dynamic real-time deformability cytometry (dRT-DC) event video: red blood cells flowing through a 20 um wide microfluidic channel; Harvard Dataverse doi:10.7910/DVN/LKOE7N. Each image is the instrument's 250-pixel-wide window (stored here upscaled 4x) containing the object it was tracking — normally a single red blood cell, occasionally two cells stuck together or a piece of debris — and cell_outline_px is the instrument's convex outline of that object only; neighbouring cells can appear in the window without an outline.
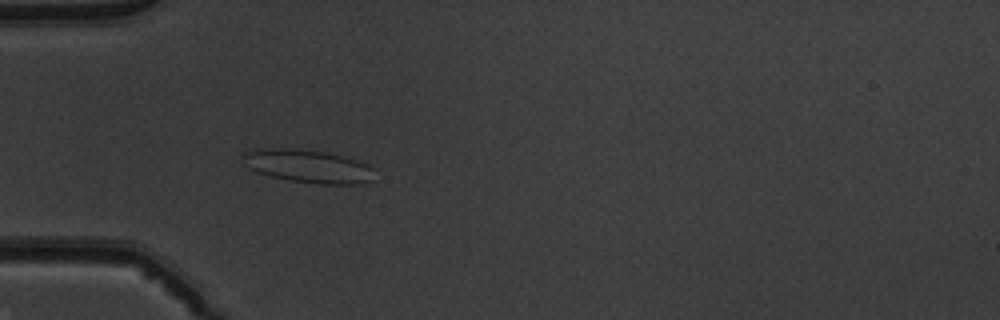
{"species": "common noctule bat (a hibernating species)", "species_latin": "Nyctalus noctula", "temperature_condition": "warm", "stored_images_in_passage": 36, "camera_frame_rate_fps": 3000, "um_per_image_px": 0.085, "animal": {"sex": "male", "body_mass_g": 19.5, "forearm_length_mm": 54.6}, "frame": {"image": 1, "passage_image": 1, "time_ms": 0.0, "image_size_px": [1000, 320], "cell_outline_px": [[372, 168], [368, 180], [360, 184], [320, 184], [292, 180], [272, 176], [256, 172], [248, 168], [244, 164], [240, 156], [244, 152], [256, 148], [288, 148], [324, 152], [344, 156], [368, 164]], "centroid_in_image_um": [26.08, 14.1], "position_along_channel_um": 58.9, "area_um2": 25.14}}
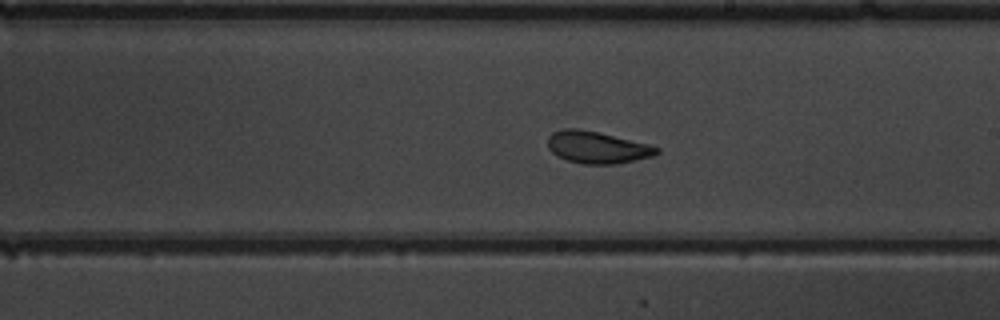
{"frame": {"image": 2, "passage_image": 15, "time_ms": 4.667, "image_size_px": [1000, 320], "cell_outline_px": [[660, 152], [652, 156], [616, 164], [580, 164], [556, 156], [548, 148], [548, 136], [552, 132], [564, 128], [580, 128], [648, 144], [660, 148]], "centroid_in_image_um": [50.72, 12.52], "position_along_channel_um": 238.3, "area_um2": 20.29}}
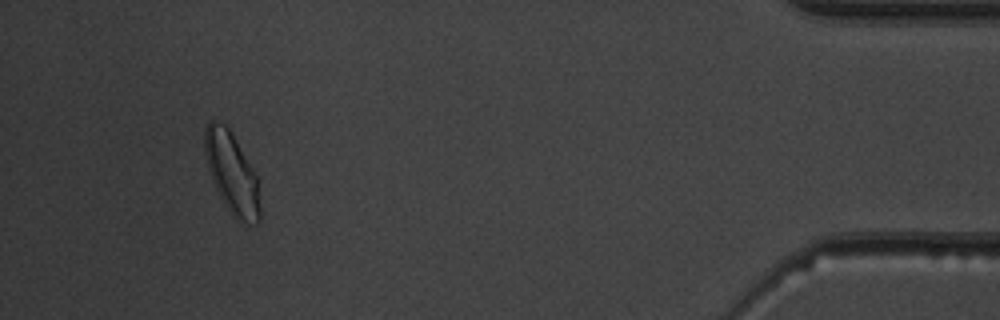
{"frame": {"image": 3, "passage_image": 33, "time_ms": 10.667, "image_size_px": [1000, 320], "cell_outline_px": [[260, 224], [240, 224], [236, 220], [220, 196], [216, 188], [208, 168], [204, 152], [204, 128], [208, 120], [216, 120], [224, 124], [232, 132], [256, 176], [260, 208]], "centroid_in_image_um": [19.69, 14.72], "position_along_channel_um": 415.5, "area_um2": 26.07}, "authors_computed_cell_mechanics": {"area_um2": 20.7213, "velocity_mm_per_s": 3.9633, "shape_relaxation_time_tau1_ms": 4.9098, "shape_relaxation_time_tau2_ms": 2.3921, "deformation_change_tau1": 0.1032, "deformation_change_tau2": 0.0881}}